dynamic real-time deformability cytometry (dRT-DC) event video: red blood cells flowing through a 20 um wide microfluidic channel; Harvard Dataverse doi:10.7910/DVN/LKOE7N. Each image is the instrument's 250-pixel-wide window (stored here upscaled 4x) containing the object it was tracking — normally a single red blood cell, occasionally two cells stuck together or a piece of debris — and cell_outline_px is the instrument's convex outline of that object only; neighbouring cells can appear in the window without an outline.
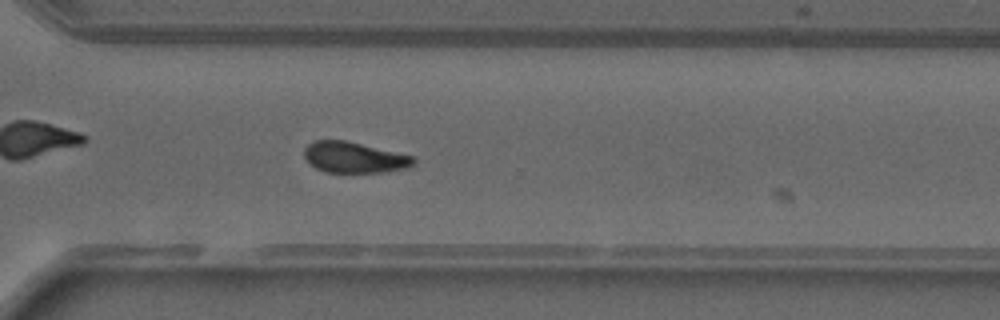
{"species": "common noctule bat (a hibernating species)", "species_latin": "Nyctalus noctula", "temperature_condition": "warm", "stored_images_in_passage": 41, "camera_frame_rate_fps": 3000, "um_per_image_px": 0.085, "animal": {"sex": "male", "forearm_length_mm": 52.5}, "frame": {"image": 1, "passage_image": 29, "time_ms": 9.333, "image_size_px": [1000, 320], "cell_outline_px": [[416, 164], [408, 168], [380, 172], [328, 172], [316, 168], [304, 156], [304, 148], [312, 140], [348, 140], [416, 156]], "centroid_in_image_um": [30.17, 13.36], "position_along_channel_um": 340.4, "area_um2": 19.94}}
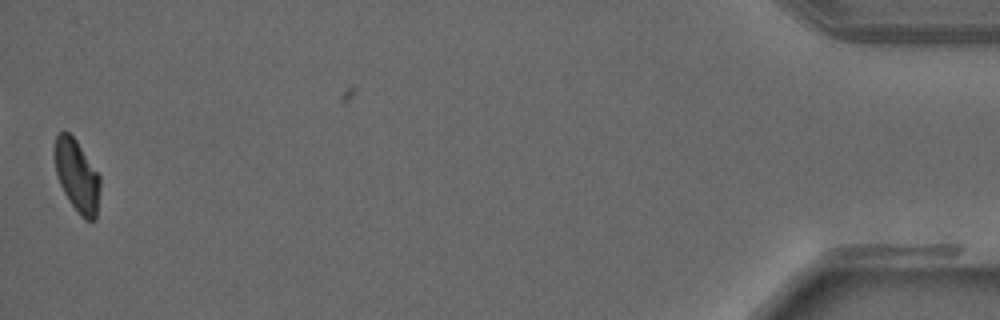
{"frame": {"image": 2, "passage_image": 40, "time_ms": 13.0, "image_size_px": [1000, 320], "cell_outline_px": [[100, 188], [96, 220], [84, 220], [80, 216], [68, 200], [60, 184], [56, 172], [52, 152], [56, 136], [60, 132], [68, 132], [76, 140], [100, 176]], "centroid_in_image_um": [6.52, 14.95], "position_along_channel_um": 428.7, "area_um2": 19.31}}